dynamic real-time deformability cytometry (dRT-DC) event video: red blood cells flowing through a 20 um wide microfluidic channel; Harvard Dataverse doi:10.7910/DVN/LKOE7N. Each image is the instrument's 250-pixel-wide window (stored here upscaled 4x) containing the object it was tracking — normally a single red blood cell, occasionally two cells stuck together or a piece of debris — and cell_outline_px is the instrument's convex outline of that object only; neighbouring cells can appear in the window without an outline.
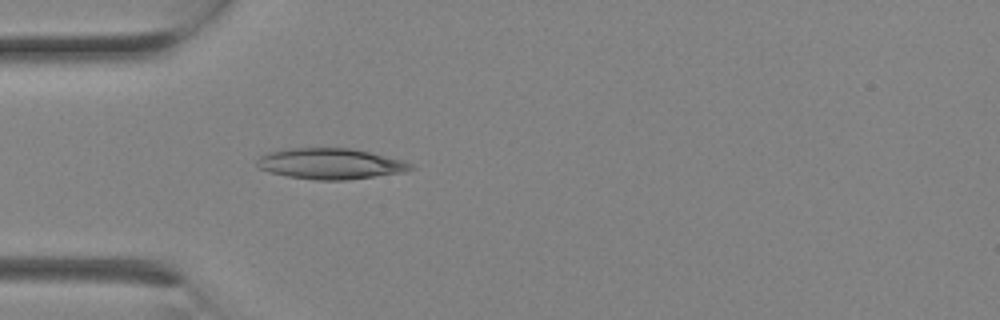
{"species": "Egyptian fruit bat (a non-hibernating species)", "species_latin": "Rousettus aegyptiacus", "temperature_condition": "room temperature", "stored_images_in_passage": 3, "camera_frame_rate_fps": 3000, "um_per_image_px": 0.085, "animal": {"sex": "female"}, "frame": {"image": 1, "passage_image": 3, "time_ms": 0.667, "image_size_px": [1000, 320], "cell_outline_px": [[416, 168], [404, 172], [348, 180], [316, 180], [288, 176], [272, 172], [260, 168], [256, 164], [256, 160], [260, 156], [268, 152], [292, 148], [352, 148], [404, 160], [412, 164]], "centroid_in_image_um": [28.12, 13.91], "position_along_channel_um": 56.9, "area_um2": 27.57}}